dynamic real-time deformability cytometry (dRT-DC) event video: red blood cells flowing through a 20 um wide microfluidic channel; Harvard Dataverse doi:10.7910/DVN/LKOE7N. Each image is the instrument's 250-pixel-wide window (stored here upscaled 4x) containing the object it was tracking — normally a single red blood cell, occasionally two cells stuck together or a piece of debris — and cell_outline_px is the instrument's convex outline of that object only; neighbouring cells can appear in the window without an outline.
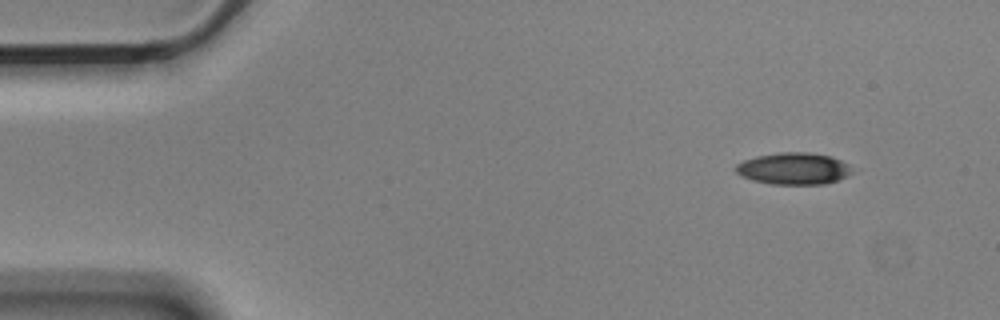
{"species": "Egyptian fruit bat (a non-hibernating species)", "species_latin": "Rousettus aegyptiacus", "temperature_condition": "cold", "stored_images_in_passage": 3, "camera_frame_rate_fps": 3000, "um_per_image_px": 0.085, "animal": {"sex": "male"}, "frame": {"image": 1, "passage_image": 1, "time_ms": 0.0, "image_size_px": [1000, 320], "cell_outline_px": [[852, 172], [836, 180], [824, 184], [772, 184], [752, 180], [740, 176], [736, 172], [736, 164], [744, 160], [756, 156], [780, 152], [808, 152], [832, 156], [848, 164]], "centroid_in_image_um": [67.42, 14.32], "position_along_channel_um": 17.6, "area_um2": 21.44}}
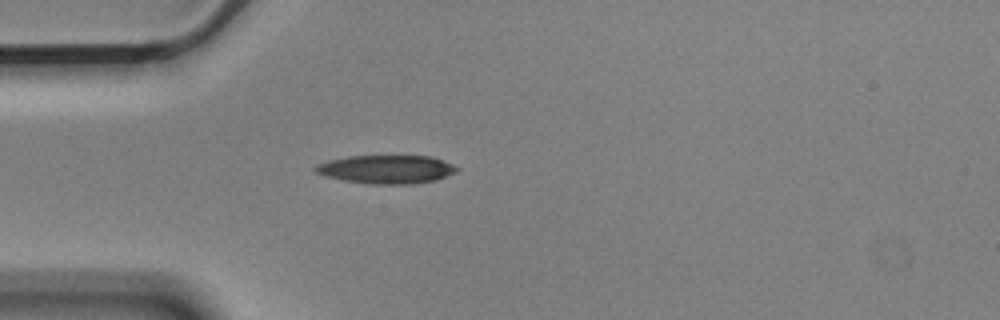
{"frame": {"image": 2, "passage_image": 3, "time_ms": 0.667, "image_size_px": [1000, 320], "cell_outline_px": [[460, 168], [456, 172], [448, 176], [436, 180], [416, 184], [368, 184], [344, 180], [324, 176], [316, 172], [312, 168], [316, 164], [328, 160], [348, 156], [428, 156], [444, 160]], "centroid_in_image_um": [32.85, 14.39], "position_along_channel_um": 52.2, "area_um2": 23.7}}